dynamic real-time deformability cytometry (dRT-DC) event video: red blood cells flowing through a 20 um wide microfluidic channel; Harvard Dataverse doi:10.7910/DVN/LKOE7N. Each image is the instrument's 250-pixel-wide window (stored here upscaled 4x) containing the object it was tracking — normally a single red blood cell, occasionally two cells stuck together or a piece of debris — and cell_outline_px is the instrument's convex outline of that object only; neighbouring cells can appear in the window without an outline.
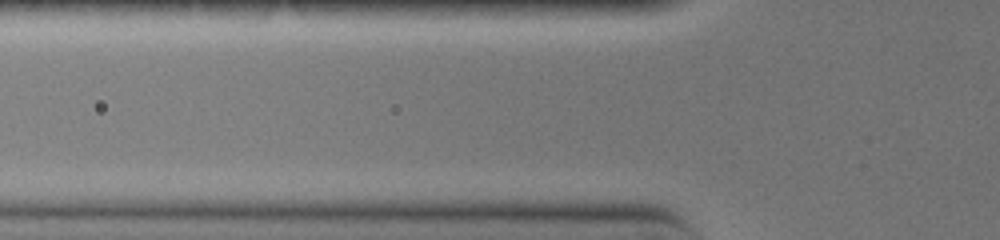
{"species": "common noctule bat (a hibernating species)", "species_latin": "Nyctalus noctula", "temperature_condition": "warm", "stored_images_in_passage": 4, "camera_frame_rate_fps": 3000, "um_per_image_px": 0.085, "animal": {"sex": "female", "body_mass_g": 19.0, "forearm_length_mm": 51.5}, "frame": {"image": 1, "passage_image": 2, "time_ms": 0.333, "image_size_px": [1000, 240], "cell_outline_px": [[636, 160], [632, 164], [616, 172], [480, 168], [448, 164], [440, 160], [452, 152], [624, 156]], "centroid_in_image_um": [45.85, 13.74], "position_along_channel_um": 79.9, "area_um2": 20.29}}